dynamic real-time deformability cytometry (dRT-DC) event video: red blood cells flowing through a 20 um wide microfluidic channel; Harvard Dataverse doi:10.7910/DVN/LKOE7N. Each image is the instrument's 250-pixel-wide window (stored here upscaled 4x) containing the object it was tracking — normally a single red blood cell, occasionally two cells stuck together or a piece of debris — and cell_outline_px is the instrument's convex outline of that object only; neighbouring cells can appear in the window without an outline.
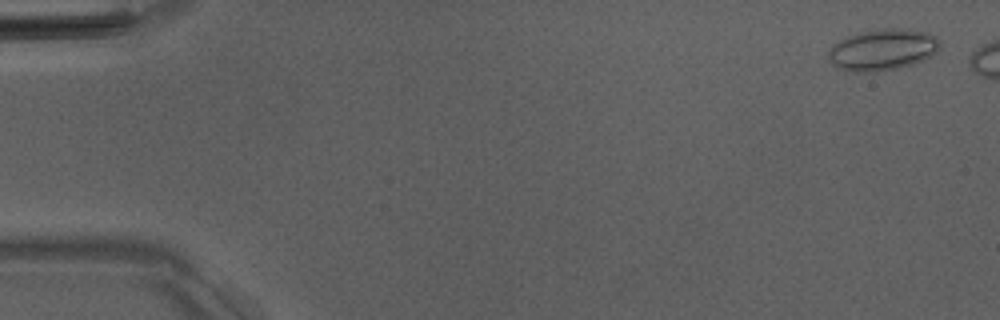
{"species": "Egyptian fruit bat (a non-hibernating species)", "species_latin": "Rousettus aegyptiacus", "temperature_condition": "room temperature", "stored_images_in_passage": 7, "camera_frame_rate_fps": 3000, "um_per_image_px": 0.085, "animal": {"sex": "male"}, "frame": {"image": 1, "passage_image": 2, "time_ms": 0.333, "image_size_px": [1000, 320], "cell_outline_px": [[940, 48], [936, 52], [924, 60], [912, 64], [896, 68], [876, 72], [856, 72], [836, 68], [832, 64], [828, 56], [828, 48], [832, 44], [848, 36], [860, 32], [884, 28], [900, 28], [928, 32], [936, 36], [940, 40]], "centroid_in_image_um": [75.02, 4.22], "position_along_channel_um": 10.0, "area_um2": 27.11}}